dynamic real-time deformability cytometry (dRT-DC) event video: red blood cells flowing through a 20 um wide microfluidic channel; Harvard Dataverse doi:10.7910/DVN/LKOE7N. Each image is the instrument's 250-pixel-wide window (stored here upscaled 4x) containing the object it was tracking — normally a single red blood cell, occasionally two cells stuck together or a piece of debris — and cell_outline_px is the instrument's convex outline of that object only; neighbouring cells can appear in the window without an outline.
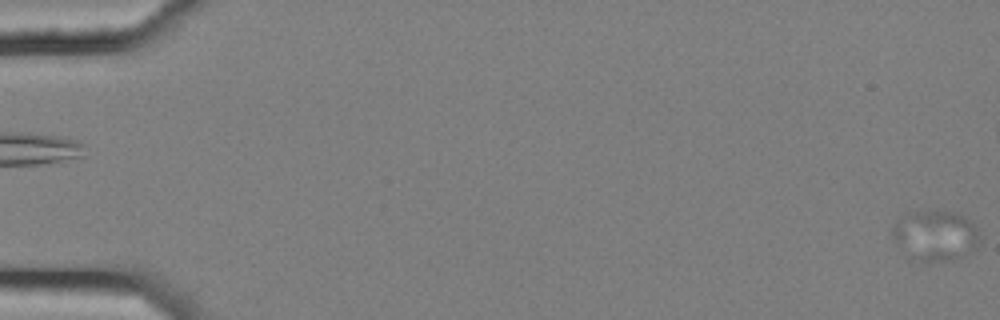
{"species": "common noctule bat (a hibernating species)", "species_latin": "Nyctalus noctula", "temperature_condition": "cold", "stored_images_in_passage": 7, "camera_frame_rate_fps": 3000, "um_per_image_px": 0.085, "animal": {"sex": "female", "body_mass_g": 25.1}, "frame": {"image": 1, "passage_image": 1, "time_ms": 0.0, "image_size_px": [1000, 320], "cell_outline_px": [[976, 248], [972, 252], [952, 260], [920, 260], [896, 240], [892, 236], [892, 228], [900, 216], [912, 212], [952, 212], [968, 220], [976, 228]], "centroid_in_image_um": [79.52, 19.99], "position_along_channel_um": 5.5, "area_um2": 23.99}}